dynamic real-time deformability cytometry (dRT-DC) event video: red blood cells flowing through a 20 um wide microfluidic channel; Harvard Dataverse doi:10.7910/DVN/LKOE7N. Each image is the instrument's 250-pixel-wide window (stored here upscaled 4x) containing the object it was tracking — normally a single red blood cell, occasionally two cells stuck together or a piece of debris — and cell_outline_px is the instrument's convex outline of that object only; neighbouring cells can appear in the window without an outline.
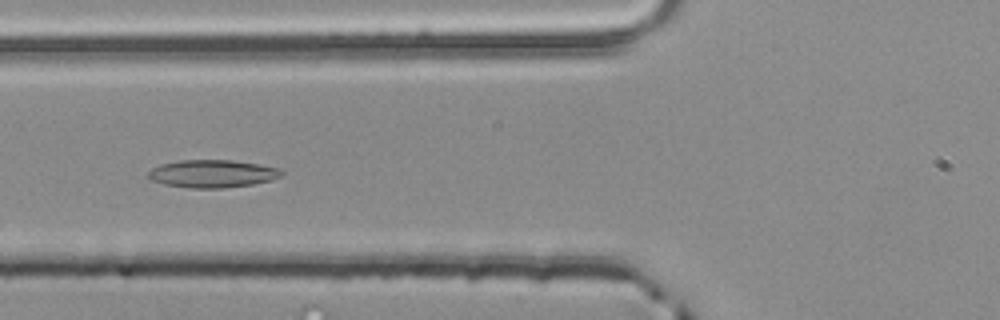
{"species": "common noctule bat (a hibernating species)", "species_latin": "Nyctalus noctula", "temperature_condition": "room temperature", "stored_images_in_passage": 4, "camera_frame_rate_fps": 3000, "um_per_image_px": 0.085, "animal": {"sex": "male", "body_mass_g": 20.4}, "frame": {"image": 1, "passage_image": 4, "time_ms": 1.0, "image_size_px": [1000, 320], "cell_outline_px": [[284, 172], [280, 176], [272, 180], [252, 184], [224, 188], [192, 188], [164, 184], [152, 180], [148, 176], [148, 172], [152, 168], [160, 164], [180, 160], [232, 160], [260, 164], [280, 168]], "centroid_in_image_um": [18.07, 14.76], "position_along_channel_um": 107.7, "area_um2": 21.56}}